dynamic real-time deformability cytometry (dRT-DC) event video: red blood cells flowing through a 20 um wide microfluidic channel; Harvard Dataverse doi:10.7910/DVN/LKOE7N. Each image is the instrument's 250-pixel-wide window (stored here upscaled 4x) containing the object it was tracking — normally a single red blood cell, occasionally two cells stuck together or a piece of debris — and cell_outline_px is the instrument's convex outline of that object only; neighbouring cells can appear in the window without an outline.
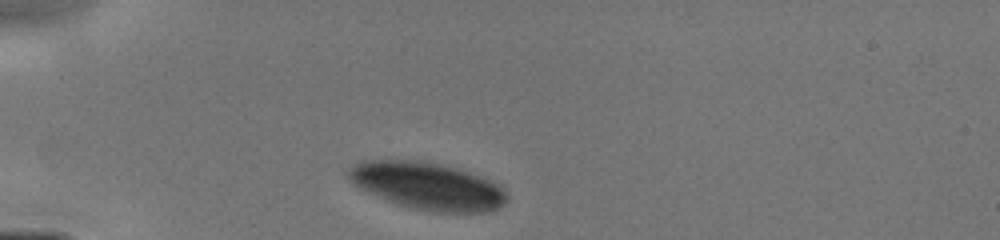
{"species": "human", "species_latin": "Homo sapiens", "temperature_condition": "cold", "stored_images_in_passage": 7, "camera_frame_rate_fps": 3000, "um_per_image_px": 0.085, "donor": {"sex": "male"}, "frame": {"image": 1, "passage_image": 1, "time_ms": 0.0, "image_size_px": [1000, 240], "cell_outline_px": [[508, 200], [500, 208], [488, 212], [432, 212], [412, 208], [396, 204], [384, 200], [352, 184], [348, 180], [344, 172], [348, 168], [364, 160], [412, 160], [436, 164], [468, 172], [500, 184], [508, 192]], "centroid_in_image_um": [36.32, 15.83], "position_along_channel_um": 48.7, "area_um2": 43.87}}
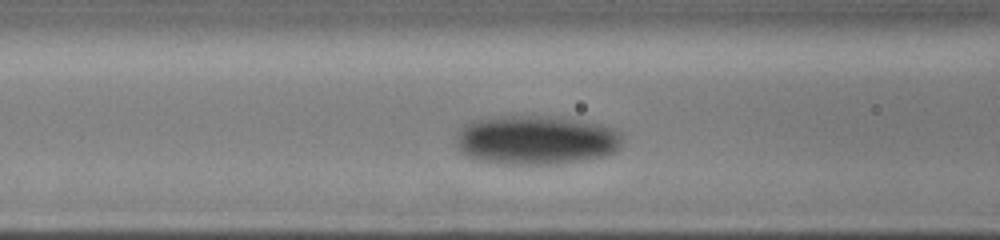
{"frame": {"image": 2, "passage_image": 6, "time_ms": 2.333, "image_size_px": [1000, 240], "cell_outline_px": [[620, 144], [616, 152], [604, 156], [564, 164], [496, 164], [476, 160], [460, 152], [456, 140], [456, 132], [464, 124], [472, 120], [492, 116], [560, 116], [584, 120], [600, 124], [612, 128], [620, 132]], "centroid_in_image_um": [45.53, 11.9], "position_along_channel_um": 121.1, "area_um2": 48.61}}